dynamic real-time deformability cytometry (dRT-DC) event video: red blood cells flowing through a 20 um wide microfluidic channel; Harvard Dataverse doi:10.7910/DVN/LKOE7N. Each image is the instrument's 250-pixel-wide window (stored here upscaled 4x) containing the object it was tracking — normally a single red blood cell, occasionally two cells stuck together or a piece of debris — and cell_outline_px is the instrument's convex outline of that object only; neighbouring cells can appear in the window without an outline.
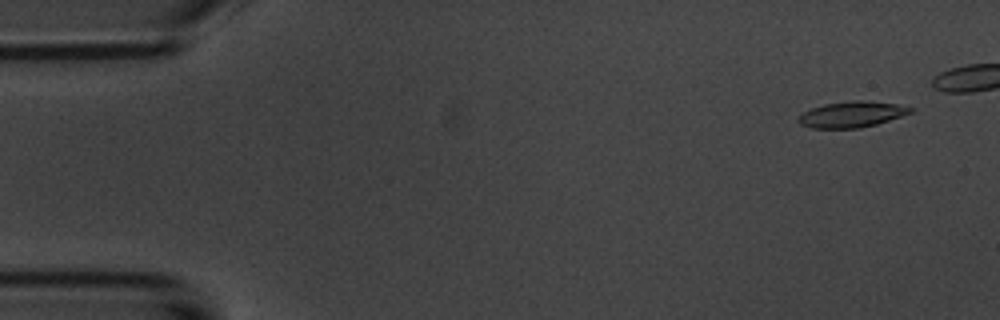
{"species": "common noctule bat (a hibernating species)", "species_latin": "Nyctalus noctula", "temperature_condition": "room temperature", "stored_images_in_passage": 44, "camera_frame_rate_fps": 3000, "um_per_image_px": 0.085, "animal": {"sex": "male", "body_mass_g": 20.1, "forearm_length_mm": 53.5}, "frame": {"image": 1, "passage_image": 3, "time_ms": 0.667, "image_size_px": [1000, 320], "cell_outline_px": [[916, 108], [912, 112], [876, 124], [860, 128], [812, 128], [800, 124], [796, 120], [804, 112], [812, 108], [824, 104], [856, 100], [860, 100], [896, 104]], "centroid_in_image_um": [72.4, 9.72], "position_along_channel_um": 12.6, "area_um2": 16.7}}
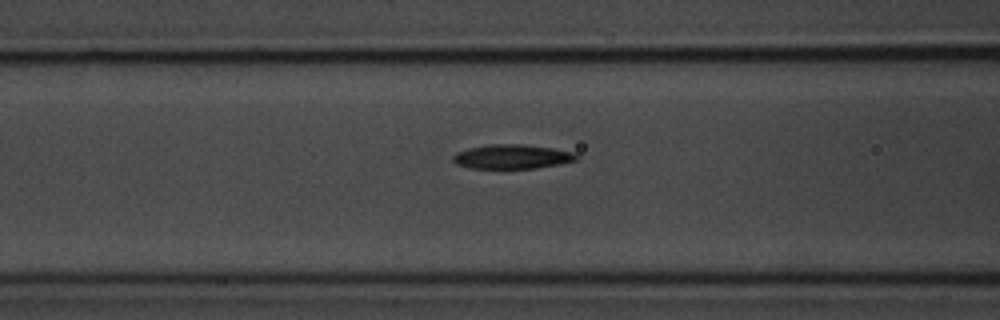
{"frame": {"image": 2, "passage_image": 21, "time_ms": 6.667, "image_size_px": [1000, 320], "cell_outline_px": [[576, 160], [560, 164], [536, 168], [468, 168], [456, 164], [452, 160], [452, 156], [456, 152], [468, 148], [488, 144], [520, 144], [552, 148], [576, 152]], "centroid_in_image_um": [43.49, 13.31], "position_along_channel_um": 123.1, "area_um2": 17.51}}
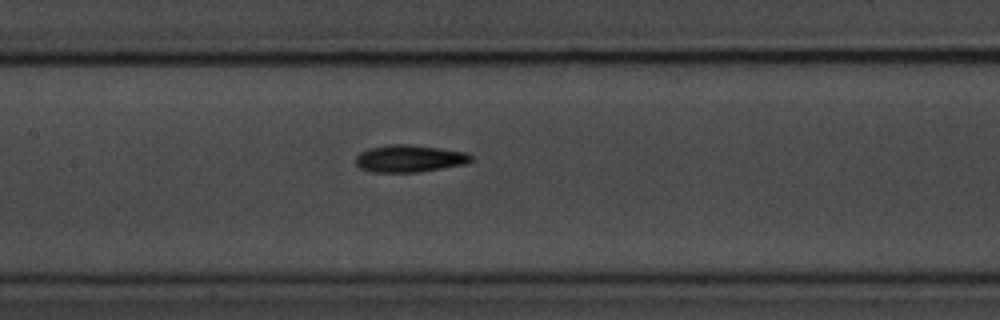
{"frame": {"image": 3, "passage_image": 25, "time_ms": 8.0, "image_size_px": [1000, 320], "cell_outline_px": [[472, 160], [464, 164], [416, 172], [372, 172], [360, 168], [356, 164], [356, 156], [360, 152], [368, 148], [388, 144], [408, 144], [440, 148], [464, 152], [472, 156]], "centroid_in_image_um": [34.75, 13.46], "position_along_channel_um": 172.7, "area_um2": 18.15}}